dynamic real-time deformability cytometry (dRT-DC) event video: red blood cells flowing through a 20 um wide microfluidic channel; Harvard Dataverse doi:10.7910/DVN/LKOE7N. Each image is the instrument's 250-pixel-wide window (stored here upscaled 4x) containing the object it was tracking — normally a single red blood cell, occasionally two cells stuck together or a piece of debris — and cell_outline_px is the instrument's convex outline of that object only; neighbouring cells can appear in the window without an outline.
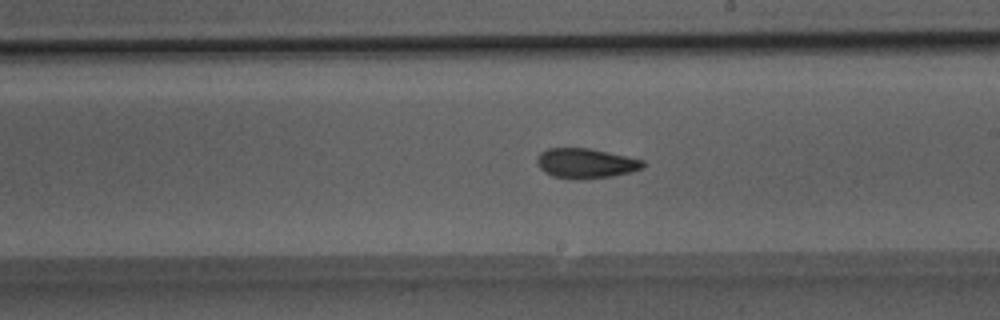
{"species": "Egyptian fruit bat (a non-hibernating species)", "species_latin": "Rousettus aegyptiacus", "temperature_condition": "room temperature", "stored_images_in_passage": 52, "camera_frame_rate_fps": 3000, "um_per_image_px": 0.085, "animal": {"sex": "male"}, "frame": {"image": 1, "passage_image": 30, "time_ms": 9.667, "image_size_px": [1000, 320], "cell_outline_px": [[644, 168], [632, 172], [612, 176], [580, 180], [552, 176], [544, 172], [540, 168], [536, 160], [536, 156], [540, 152], [548, 148], [588, 148], [644, 160]], "centroid_in_image_um": [49.77, 13.89], "position_along_channel_um": 239.2, "area_um2": 18.55}}
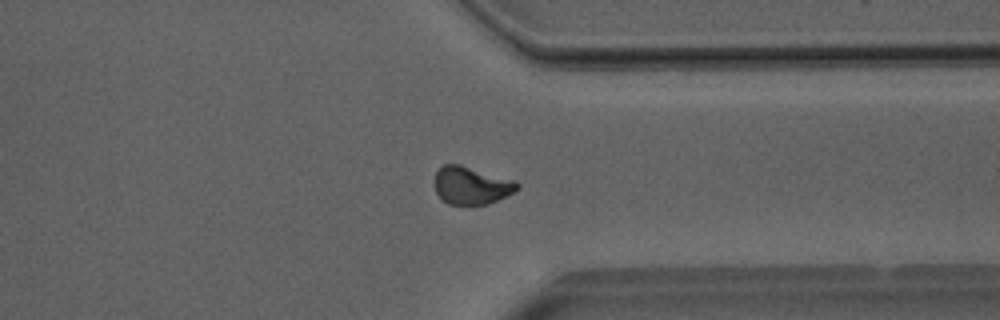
{"frame": {"image": 2, "passage_image": 40, "time_ms": 13.0, "image_size_px": [1000, 320], "cell_outline_px": [[520, 188], [488, 204], [448, 204], [436, 192], [436, 172], [444, 164], [460, 164], [516, 180], [520, 184]], "centroid_in_image_um": [40.1, 15.74], "position_along_channel_um": 371.3, "area_um2": 17.92}}
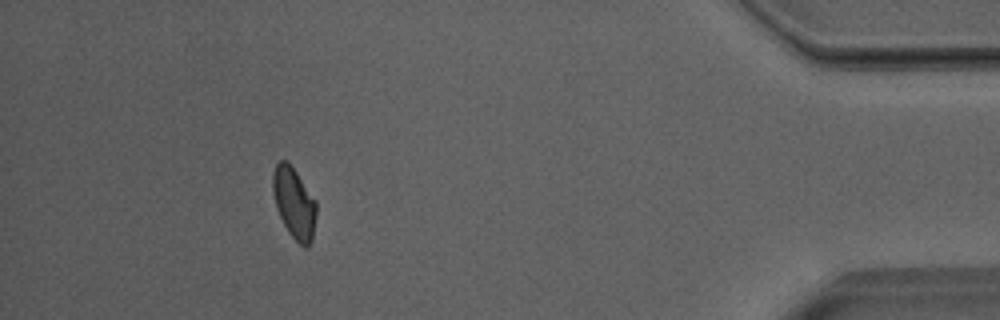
{"frame": {"image": 3, "passage_image": 47, "time_ms": 15.333, "image_size_px": [1000, 320], "cell_outline_px": [[316, 216], [312, 240], [308, 248], [304, 248], [288, 232], [276, 208], [272, 188], [272, 172], [276, 164], [280, 160], [288, 160], [316, 200]], "centroid_in_image_um": [25.0, 17.24], "position_along_channel_um": 410.2, "area_um2": 18.15}, "authors_computed_cell_mechanics": {"area_um2": 18.6983, "velocity_mm_per_s": 4.0008, "shape_relaxation_time_tau1_ms": 4.8236, "shape_relaxation_time_tau2_ms": 2.5832, "deformation_change_tau1": 0.1183, "deformation_change_tau2": 0.0644}}